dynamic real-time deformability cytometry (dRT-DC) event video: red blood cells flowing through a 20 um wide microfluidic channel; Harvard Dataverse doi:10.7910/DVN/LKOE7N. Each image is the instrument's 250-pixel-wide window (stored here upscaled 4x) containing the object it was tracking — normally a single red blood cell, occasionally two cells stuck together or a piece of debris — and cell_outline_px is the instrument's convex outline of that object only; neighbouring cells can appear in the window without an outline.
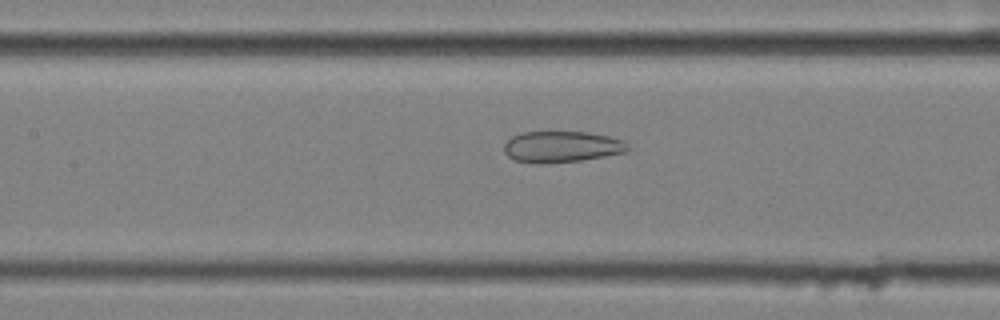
{"species": "common noctule bat (a hibernating species)", "species_latin": "Nyctalus noctula", "temperature_condition": "cold", "stored_images_in_passage": 53, "camera_frame_rate_fps": 3000, "um_per_image_px": 0.085, "animal": {"sex": "female", "body_mass_g": 25.1}, "frame": {"image": 1, "passage_image": 22, "time_ms": 7.0, "image_size_px": [1000, 320], "cell_outline_px": [[632, 148], [624, 152], [604, 156], [580, 160], [540, 164], [516, 160], [508, 156], [504, 152], [504, 144], [512, 136], [520, 132], [588, 132], [608, 136], [624, 140]], "centroid_in_image_um": [47.75, 12.46], "position_along_channel_um": 159.6, "area_um2": 22.48}}
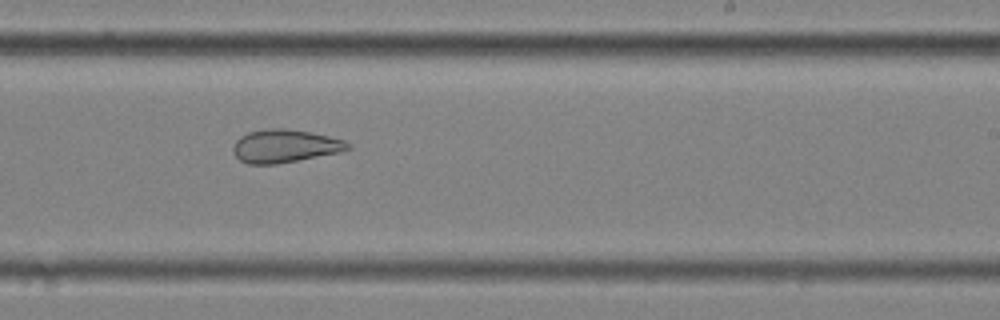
{"frame": {"image": 2, "passage_image": 31, "time_ms": 10.0, "image_size_px": [1000, 320], "cell_outline_px": [[352, 148], [340, 152], [276, 164], [248, 164], [240, 160], [232, 152], [232, 148], [236, 140], [240, 136], [248, 132], [264, 128], [284, 128], [308, 132], [328, 136], [344, 140], [352, 144]], "centroid_in_image_um": [24.19, 12.41], "position_along_channel_um": 264.8, "area_um2": 22.14}}
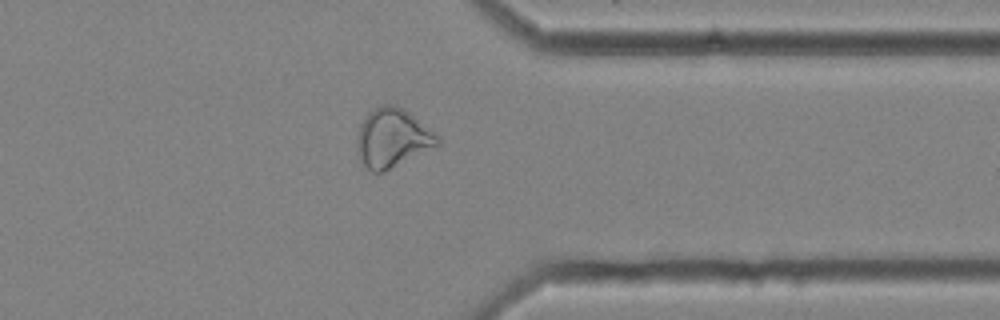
{"frame": {"image": 3, "passage_image": 41, "time_ms": 13.333, "image_size_px": [1000, 320], "cell_outline_px": [[440, 144], [436, 148], [384, 172], [372, 172], [364, 164], [360, 156], [356, 144], [356, 140], [360, 124], [368, 112], [372, 108], [384, 104], [396, 104], [404, 108], [436, 132], [440, 136]], "centroid_in_image_um": [33.41, 11.71], "position_along_channel_um": 378.0, "area_um2": 28.15}, "authors_computed_cell_mechanics": {"area_um2": 28.4954, "velocity_mm_per_s": 3.5174, "shape_relaxation_time_tau1_ms": null, "shape_relaxation_time_tau2_ms": 3.1044, "deformation_change_tau1": null, "deformation_change_tau2": 0.1126}}